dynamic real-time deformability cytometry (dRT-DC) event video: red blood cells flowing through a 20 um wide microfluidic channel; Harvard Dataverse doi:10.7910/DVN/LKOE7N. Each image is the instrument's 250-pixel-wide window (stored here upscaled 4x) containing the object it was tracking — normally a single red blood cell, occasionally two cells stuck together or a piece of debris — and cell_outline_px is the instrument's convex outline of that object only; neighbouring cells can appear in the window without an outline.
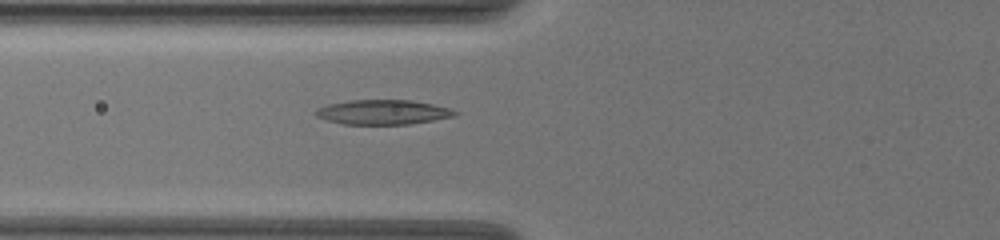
{"species": "common noctule bat (a hibernating species)", "species_latin": "Nyctalus noctula", "temperature_condition": "warm", "stored_images_in_passage": 51, "camera_frame_rate_fps": 3000, "um_per_image_px": 0.085, "animal": {"sex": "female", "body_mass_g": 19.5, "forearm_length_mm": 54.1}, "frame": {"image": 1, "passage_image": 18, "time_ms": 5.667, "image_size_px": [1000, 240], "cell_outline_px": [[460, 112], [456, 116], [408, 124], [344, 124], [328, 120], [316, 116], [316, 108], [328, 104], [352, 100], [412, 100], [432, 104], [448, 108]], "centroid_in_image_um": [32.56, 9.53], "position_along_channel_um": 93.2, "area_um2": 19.83}}
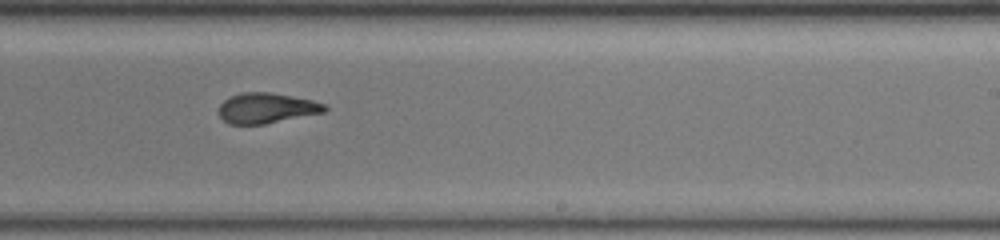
{"frame": {"image": 2, "passage_image": 32, "time_ms": 10.333, "image_size_px": [1000, 240], "cell_outline_px": [[328, 108], [324, 112], [264, 124], [228, 124], [220, 116], [220, 104], [224, 100], [232, 96], [244, 92], [272, 92], [312, 100], [324, 104]], "centroid_in_image_um": [22.66, 9.18], "position_along_channel_um": 266.3, "area_um2": 18.5}}
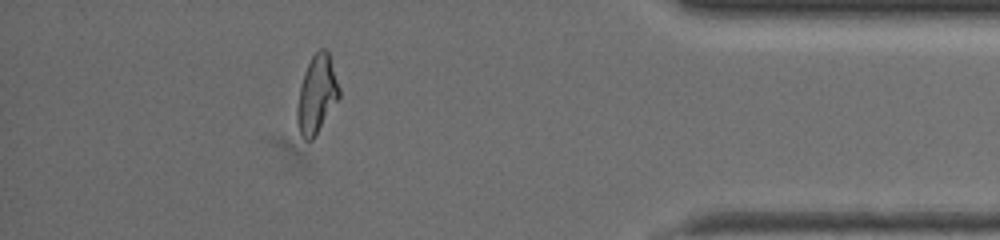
{"frame": {"image": 3, "passage_image": 46, "time_ms": 15.0, "image_size_px": [1000, 240], "cell_outline_px": [[340, 96], [316, 136], [312, 140], [304, 140], [300, 132], [296, 120], [296, 112], [300, 88], [304, 72], [312, 56], [320, 48], [324, 48], [328, 52], [340, 88]], "centroid_in_image_um": [26.92, 8.05], "position_along_channel_um": 408.3, "area_um2": 18.96}, "authors_computed_cell_mechanics": {"area_um2": 19.3052, "velocity_mm_per_s": 3.7093, "shape_relaxation_time_tau1_ms": 8.8545, "shape_relaxation_time_tau2_ms": 1.9903, "deformation_change_tau1": 0.2952, "deformation_change_tau2": 0.1001}}